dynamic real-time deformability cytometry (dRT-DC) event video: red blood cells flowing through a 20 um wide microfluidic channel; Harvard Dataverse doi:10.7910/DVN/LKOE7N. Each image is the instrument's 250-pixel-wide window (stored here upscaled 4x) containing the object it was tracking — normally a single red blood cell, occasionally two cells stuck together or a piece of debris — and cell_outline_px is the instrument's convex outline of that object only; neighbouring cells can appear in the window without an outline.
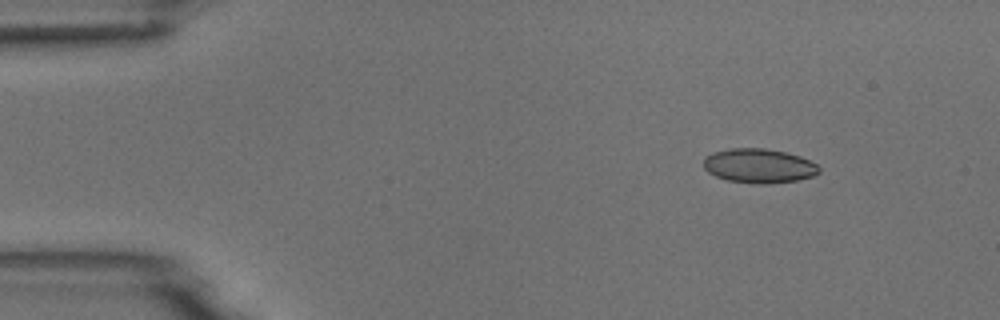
{"species": "common noctule bat (a hibernating species)", "species_latin": "Nyctalus noctula", "temperature_condition": "room temperature", "stored_images_in_passage": 4, "camera_frame_rate_fps": 3000, "um_per_image_px": 0.085, "animal": {"sex": "male", "body_mass_g": 18.8}, "frame": {"image": 1, "passage_image": 2, "time_ms": 1.333, "image_size_px": [1000, 320], "cell_outline_px": [[820, 172], [812, 176], [796, 180], [768, 184], [756, 184], [728, 180], [716, 176], [708, 172], [704, 168], [704, 156], [712, 152], [728, 148], [764, 148], [784, 152], [800, 156], [816, 164], [820, 168]], "centroid_in_image_um": [64.48, 14.09], "position_along_channel_um": 20.5, "area_um2": 23.12}}
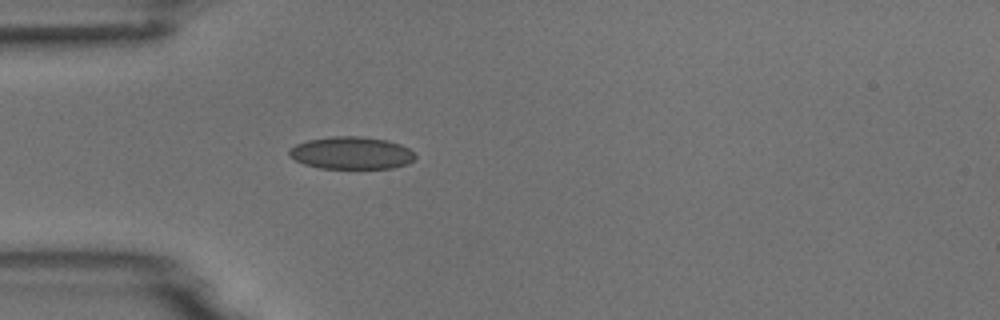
{"frame": {"image": 2, "passage_image": 4, "time_ms": 4.333, "image_size_px": [1000, 320], "cell_outline_px": [[416, 156], [408, 164], [392, 168], [320, 168], [304, 164], [288, 156], [288, 148], [296, 144], [308, 140], [332, 136], [360, 136], [384, 140], [400, 144], [408, 148]], "centroid_in_image_um": [29.83, 13.0], "position_along_channel_um": 55.2, "area_um2": 23.76}}